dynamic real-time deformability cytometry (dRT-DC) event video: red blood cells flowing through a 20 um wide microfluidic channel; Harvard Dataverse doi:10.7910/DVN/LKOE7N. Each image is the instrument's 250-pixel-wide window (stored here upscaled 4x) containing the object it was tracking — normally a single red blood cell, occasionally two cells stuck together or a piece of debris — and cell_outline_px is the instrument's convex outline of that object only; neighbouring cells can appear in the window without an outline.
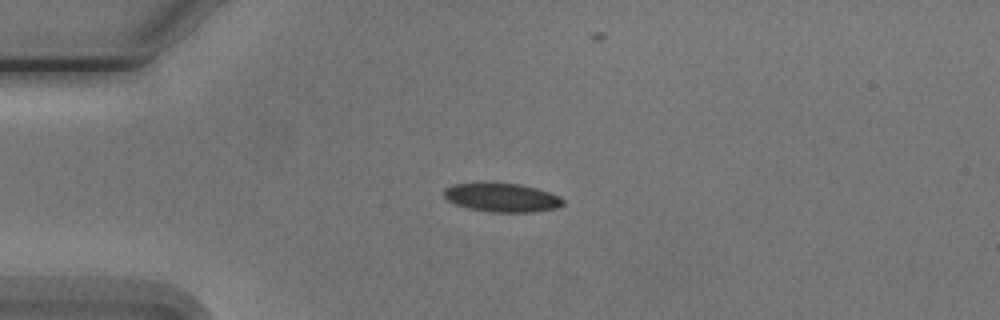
{"species": "Egyptian fruit bat (a non-hibernating species)", "species_latin": "Rousettus aegyptiacus", "temperature_condition": "cold", "stored_images_in_passage": 4, "camera_frame_rate_fps": 3000, "um_per_image_px": 0.085, "animal": {"sex": "male"}, "frame": {"image": 1, "passage_image": 3, "time_ms": 2.333, "image_size_px": [1000, 320], "cell_outline_px": [[564, 204], [556, 208], [536, 212], [488, 212], [468, 208], [456, 204], [448, 200], [444, 196], [444, 188], [452, 184], [484, 180], [488, 180], [520, 184], [536, 188], [560, 196], [564, 200]], "centroid_in_image_um": [42.62, 16.75], "position_along_channel_um": 42.4, "area_um2": 20.75}}